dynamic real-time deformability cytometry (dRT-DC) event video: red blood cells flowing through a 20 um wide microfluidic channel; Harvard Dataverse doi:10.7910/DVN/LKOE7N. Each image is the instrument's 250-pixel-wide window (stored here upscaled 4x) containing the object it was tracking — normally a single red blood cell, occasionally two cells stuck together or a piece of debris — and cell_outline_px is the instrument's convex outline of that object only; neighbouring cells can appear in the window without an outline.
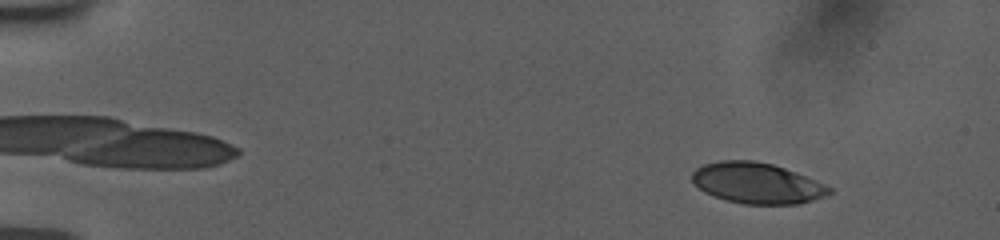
{"species": "human", "species_latin": "Homo sapiens", "temperature_condition": "room temperature", "stored_images_in_passage": 55, "camera_frame_rate_fps": 3000, "um_per_image_px": 0.085, "donor": {"sex": "female"}, "frame": {"image": 1, "passage_image": 6, "time_ms": 1.667, "image_size_px": [1000, 240], "cell_outline_px": [[832, 192], [812, 200], [796, 204], [744, 204], [728, 200], [704, 192], [692, 180], [692, 172], [696, 168], [704, 164], [720, 160], [752, 160], [772, 164], [796, 172], [824, 184], [832, 188]], "centroid_in_image_um": [64.33, 15.55], "position_along_channel_um": 20.7, "area_um2": 32.25}}
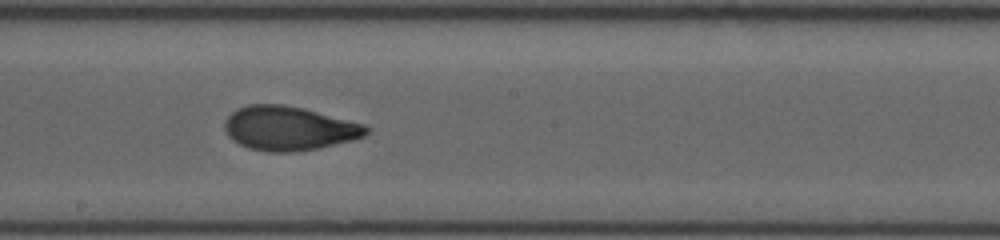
{"frame": {"image": 2, "passage_image": 32, "time_ms": 10.333, "image_size_px": [1000, 240], "cell_outline_px": [[368, 132], [364, 136], [352, 140], [316, 148], [292, 152], [268, 152], [248, 148], [232, 140], [228, 136], [224, 128], [224, 120], [236, 108], [248, 104], [280, 104], [304, 108], [364, 124], [368, 128]], "centroid_in_image_um": [24.51, 10.9], "position_along_channel_um": 223.7, "area_um2": 36.36}}
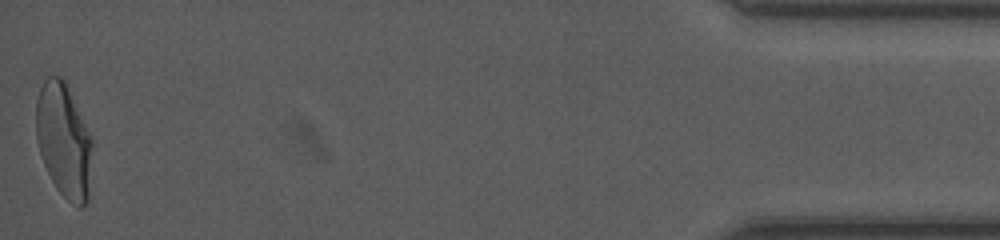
{"frame": {"image": 3, "passage_image": 55, "time_ms": 18.0, "image_size_px": [1000, 240], "cell_outline_px": [[92, 144], [88, 200], [84, 208], [80, 208], [72, 204], [56, 188], [44, 164], [36, 140], [36, 100], [40, 88], [44, 80], [48, 76], [60, 76], [64, 80], [92, 136]], "centroid_in_image_um": [5.43, 11.95], "position_along_channel_um": 429.8, "area_um2": 37.4}, "authors_computed_cell_mechanics": {"area_um2": 35.6048, "velocity_mm_per_s": 3.7556, "shape_relaxation_time_tau1_ms": 5.3617, "shape_relaxation_time_tau2_ms": 1.2569, "deformation_change_tau1": 0.1954, "deformation_change_tau2": 0.0729}}